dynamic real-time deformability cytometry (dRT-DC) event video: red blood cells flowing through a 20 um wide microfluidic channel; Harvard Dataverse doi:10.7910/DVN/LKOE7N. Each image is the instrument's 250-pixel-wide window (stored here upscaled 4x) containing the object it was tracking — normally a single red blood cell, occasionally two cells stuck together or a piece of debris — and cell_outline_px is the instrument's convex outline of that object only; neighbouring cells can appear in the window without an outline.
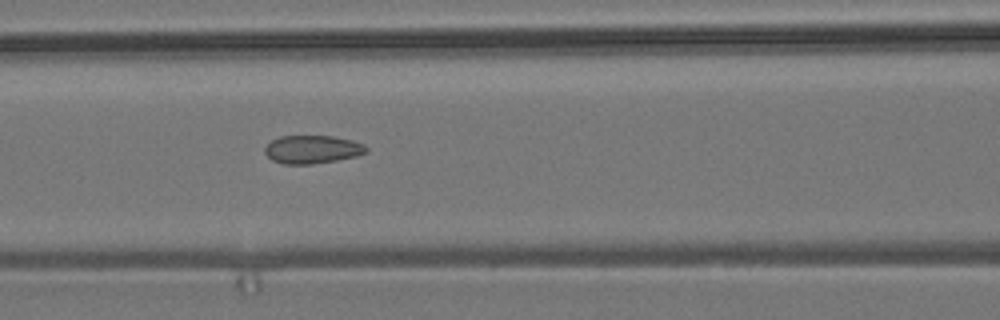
{"species": "common noctule bat (a hibernating species)", "species_latin": "Nyctalus noctula", "temperature_condition": "room temperature", "stored_images_in_passage": 4, "camera_frame_rate_fps": 3000, "um_per_image_px": 0.085, "animal": {"sex": "male", "body_mass_g": 19.2, "forearm_length_mm": 51.8}, "frame": {"image": 1, "passage_image": 4, "time_ms": 3.333, "image_size_px": [1000, 320], "cell_outline_px": [[368, 152], [356, 156], [336, 160], [312, 164], [284, 164], [272, 160], [264, 152], [264, 148], [272, 140], [280, 136], [332, 136], [352, 140], [364, 144], [368, 148]], "centroid_in_image_um": [26.55, 12.7], "position_along_channel_um": 140.0, "area_um2": 16.65}}